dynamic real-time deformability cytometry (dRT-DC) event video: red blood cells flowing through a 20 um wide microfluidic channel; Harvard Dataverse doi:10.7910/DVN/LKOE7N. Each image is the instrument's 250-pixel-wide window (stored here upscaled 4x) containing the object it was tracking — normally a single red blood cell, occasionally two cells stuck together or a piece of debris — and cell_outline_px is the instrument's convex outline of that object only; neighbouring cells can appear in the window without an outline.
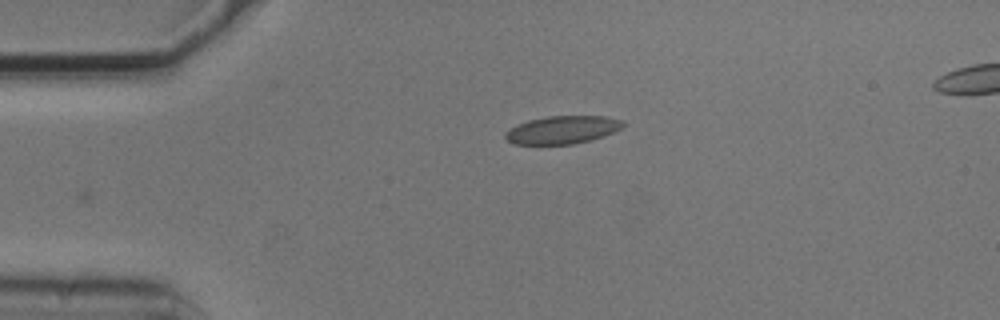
{"species": "common noctule bat (a hibernating species)", "species_latin": "Nyctalus noctula", "temperature_condition": "cold", "stored_images_in_passage": 7, "camera_frame_rate_fps": 3000, "um_per_image_px": 0.085, "animal": {"sex": "male", "body_mass_g": 20.5, "forearm_length_mm": 52.5}, "frame": {"image": 1, "passage_image": 7, "time_ms": 2.0, "image_size_px": [1000, 320], "cell_outline_px": [[628, 124], [604, 136], [592, 140], [572, 144], [516, 144], [508, 140], [504, 136], [516, 124], [528, 120], [548, 116], [604, 116], [624, 120]], "centroid_in_image_um": [47.86, 11.02], "position_along_channel_um": 37.1, "area_um2": 19.07}}